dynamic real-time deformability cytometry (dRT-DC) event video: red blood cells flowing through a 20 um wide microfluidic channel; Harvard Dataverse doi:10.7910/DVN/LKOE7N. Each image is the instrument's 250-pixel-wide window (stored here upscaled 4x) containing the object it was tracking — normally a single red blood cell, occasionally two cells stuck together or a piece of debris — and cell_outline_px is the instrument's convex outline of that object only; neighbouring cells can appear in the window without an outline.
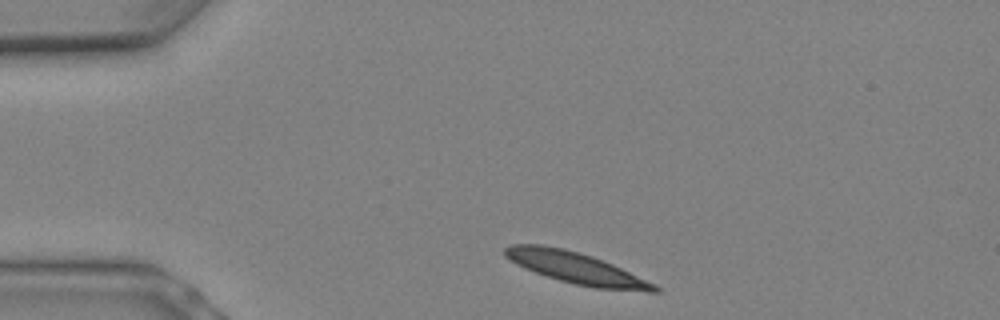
{"species": "Egyptian fruit bat (a non-hibernating species)", "species_latin": "Rousettus aegyptiacus", "temperature_condition": "warm", "stored_images_in_passage": 3, "camera_frame_rate_fps": 3000, "um_per_image_px": 0.085, "animal": {"sex": "female"}, "frame": {"image": 1, "passage_image": 1, "time_ms": 0.0, "image_size_px": [1000, 320], "cell_outline_px": [[660, 292], [648, 292], [592, 288], [560, 280], [524, 268], [516, 264], [504, 256], [504, 248], [508, 244], [540, 244], [564, 248], [580, 252], [592, 256], [612, 264], [656, 284], [660, 288]], "centroid_in_image_um": [48.97, 22.78], "position_along_channel_um": 36.0, "area_um2": 27.46}}